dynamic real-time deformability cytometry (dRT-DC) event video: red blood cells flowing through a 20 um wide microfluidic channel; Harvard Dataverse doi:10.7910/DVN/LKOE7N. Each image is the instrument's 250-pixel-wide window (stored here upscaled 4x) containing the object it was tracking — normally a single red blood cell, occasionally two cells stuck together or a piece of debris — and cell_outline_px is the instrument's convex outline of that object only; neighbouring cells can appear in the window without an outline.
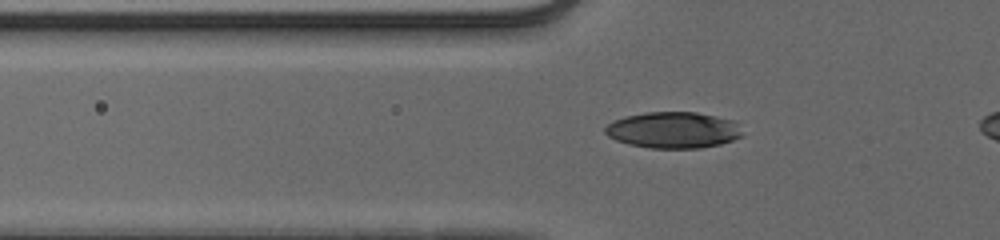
{"species": "human", "species_latin": "Homo sapiens", "temperature_condition": "cold", "stored_images_in_passage": 33, "camera_frame_rate_fps": 3000, "um_per_image_px": 0.085, "donor": {"sex": "male"}, "frame": {"image": 1, "passage_image": 4, "time_ms": 1.0, "image_size_px": [1000, 240], "cell_outline_px": [[744, 136], [720, 144], [700, 148], [648, 148], [628, 144], [616, 140], [608, 136], [604, 132], [604, 128], [612, 120], [624, 116], [644, 112], [696, 112], [716, 116], [732, 120], [736, 124]], "centroid_in_image_um": [57.18, 11.05], "position_along_channel_um": 68.6, "area_um2": 29.13}}
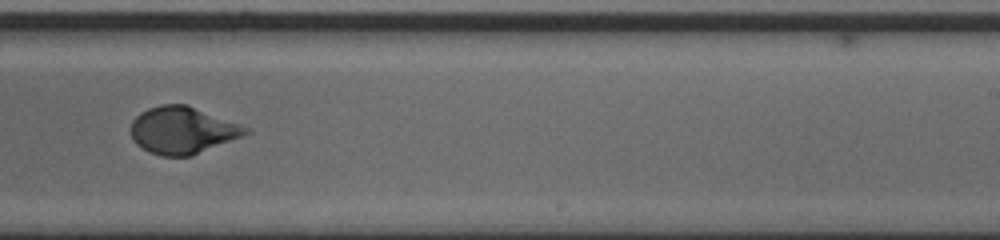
{"frame": {"image": 2, "passage_image": 20, "time_ms": 6.333, "image_size_px": [1000, 240], "cell_outline_px": [[252, 132], [192, 156], [160, 156], [148, 152], [136, 144], [132, 140], [132, 120], [140, 112], [148, 108], [160, 104], [188, 104], [252, 128]], "centroid_in_image_um": [15.54, 11.06], "position_along_channel_um": 273.5, "area_um2": 31.85}}
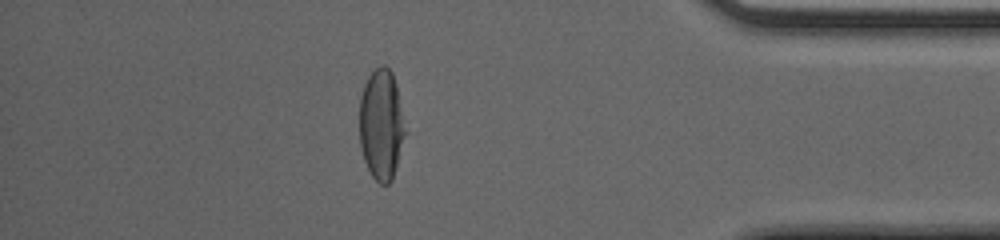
{"frame": {"image": 3, "passage_image": 32, "time_ms": 10.333, "image_size_px": [1000, 240], "cell_outline_px": [[404, 132], [392, 180], [388, 184], [380, 184], [372, 176], [364, 160], [360, 144], [360, 96], [364, 84], [368, 76], [380, 64], [384, 64], [392, 72], [396, 84]], "centroid_in_image_um": [32.36, 10.56], "position_along_channel_um": 402.8, "area_um2": 28.67}}